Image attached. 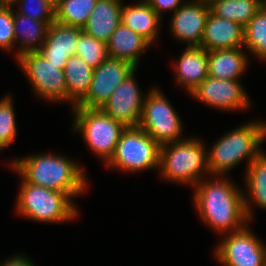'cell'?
Listing matches in <instances>:
<instances>
[{"label":"cell","instance_id":"cell-1","mask_svg":"<svg viewBox=\"0 0 266 266\" xmlns=\"http://www.w3.org/2000/svg\"><path fill=\"white\" fill-rule=\"evenodd\" d=\"M204 179L193 187V205L201 221L222 235L237 232L249 224L243 190L223 176L210 175Z\"/></svg>","mask_w":266,"mask_h":266},{"label":"cell","instance_id":"cell-2","mask_svg":"<svg viewBox=\"0 0 266 266\" xmlns=\"http://www.w3.org/2000/svg\"><path fill=\"white\" fill-rule=\"evenodd\" d=\"M15 158L8 165L28 183L66 193L72 199L88 188L82 165L62 154L41 153Z\"/></svg>","mask_w":266,"mask_h":266},{"label":"cell","instance_id":"cell-3","mask_svg":"<svg viewBox=\"0 0 266 266\" xmlns=\"http://www.w3.org/2000/svg\"><path fill=\"white\" fill-rule=\"evenodd\" d=\"M266 122L253 120L222 135L211 149L207 150L208 169L211 176H226L243 160L247 166L264 150Z\"/></svg>","mask_w":266,"mask_h":266},{"label":"cell","instance_id":"cell-4","mask_svg":"<svg viewBox=\"0 0 266 266\" xmlns=\"http://www.w3.org/2000/svg\"><path fill=\"white\" fill-rule=\"evenodd\" d=\"M205 145L193 136L161 146L159 171L164 181L193 188L206 175L210 176Z\"/></svg>","mask_w":266,"mask_h":266},{"label":"cell","instance_id":"cell-5","mask_svg":"<svg viewBox=\"0 0 266 266\" xmlns=\"http://www.w3.org/2000/svg\"><path fill=\"white\" fill-rule=\"evenodd\" d=\"M16 198V212L24 218L42 223L75 220L79 214L76 203L60 191L26 182L23 178Z\"/></svg>","mask_w":266,"mask_h":266},{"label":"cell","instance_id":"cell-6","mask_svg":"<svg viewBox=\"0 0 266 266\" xmlns=\"http://www.w3.org/2000/svg\"><path fill=\"white\" fill-rule=\"evenodd\" d=\"M73 131L82 135L87 147L103 163L113 156L125 127L101 108L73 107Z\"/></svg>","mask_w":266,"mask_h":266},{"label":"cell","instance_id":"cell-7","mask_svg":"<svg viewBox=\"0 0 266 266\" xmlns=\"http://www.w3.org/2000/svg\"><path fill=\"white\" fill-rule=\"evenodd\" d=\"M160 145L142 128H125L106 167L137 173L159 169Z\"/></svg>","mask_w":266,"mask_h":266},{"label":"cell","instance_id":"cell-8","mask_svg":"<svg viewBox=\"0 0 266 266\" xmlns=\"http://www.w3.org/2000/svg\"><path fill=\"white\" fill-rule=\"evenodd\" d=\"M139 127L160 146L185 139L182 120L170 101L154 87L146 94ZM182 137V138H181Z\"/></svg>","mask_w":266,"mask_h":266},{"label":"cell","instance_id":"cell-9","mask_svg":"<svg viewBox=\"0 0 266 266\" xmlns=\"http://www.w3.org/2000/svg\"><path fill=\"white\" fill-rule=\"evenodd\" d=\"M16 60L36 96L47 102H67L65 65L49 63L38 51L22 53Z\"/></svg>","mask_w":266,"mask_h":266},{"label":"cell","instance_id":"cell-10","mask_svg":"<svg viewBox=\"0 0 266 266\" xmlns=\"http://www.w3.org/2000/svg\"><path fill=\"white\" fill-rule=\"evenodd\" d=\"M248 224L237 232L223 235L214 256L223 266H266V245Z\"/></svg>","mask_w":266,"mask_h":266},{"label":"cell","instance_id":"cell-11","mask_svg":"<svg viewBox=\"0 0 266 266\" xmlns=\"http://www.w3.org/2000/svg\"><path fill=\"white\" fill-rule=\"evenodd\" d=\"M189 96L206 106L222 111H244L251 106L241 80L216 79L208 76Z\"/></svg>","mask_w":266,"mask_h":266},{"label":"cell","instance_id":"cell-12","mask_svg":"<svg viewBox=\"0 0 266 266\" xmlns=\"http://www.w3.org/2000/svg\"><path fill=\"white\" fill-rule=\"evenodd\" d=\"M136 69L127 61L108 57L93 70L89 91L75 107L102 108L113 91Z\"/></svg>","mask_w":266,"mask_h":266},{"label":"cell","instance_id":"cell-13","mask_svg":"<svg viewBox=\"0 0 266 266\" xmlns=\"http://www.w3.org/2000/svg\"><path fill=\"white\" fill-rule=\"evenodd\" d=\"M135 72L129 75L112 93L101 108L125 128L139 126L144 96L138 86Z\"/></svg>","mask_w":266,"mask_h":266},{"label":"cell","instance_id":"cell-14","mask_svg":"<svg viewBox=\"0 0 266 266\" xmlns=\"http://www.w3.org/2000/svg\"><path fill=\"white\" fill-rule=\"evenodd\" d=\"M210 6L201 0H187L171 17L170 34L187 46H200Z\"/></svg>","mask_w":266,"mask_h":266},{"label":"cell","instance_id":"cell-15","mask_svg":"<svg viewBox=\"0 0 266 266\" xmlns=\"http://www.w3.org/2000/svg\"><path fill=\"white\" fill-rule=\"evenodd\" d=\"M81 30L54 22L48 26L45 41L37 51L49 63L65 65L69 57L76 55Z\"/></svg>","mask_w":266,"mask_h":266},{"label":"cell","instance_id":"cell-16","mask_svg":"<svg viewBox=\"0 0 266 266\" xmlns=\"http://www.w3.org/2000/svg\"><path fill=\"white\" fill-rule=\"evenodd\" d=\"M244 46V27L235 21L208 15L200 47L207 51Z\"/></svg>","mask_w":266,"mask_h":266},{"label":"cell","instance_id":"cell-17","mask_svg":"<svg viewBox=\"0 0 266 266\" xmlns=\"http://www.w3.org/2000/svg\"><path fill=\"white\" fill-rule=\"evenodd\" d=\"M173 63L175 81L188 94L208 77V51L200 46L184 47L177 61Z\"/></svg>","mask_w":266,"mask_h":266},{"label":"cell","instance_id":"cell-18","mask_svg":"<svg viewBox=\"0 0 266 266\" xmlns=\"http://www.w3.org/2000/svg\"><path fill=\"white\" fill-rule=\"evenodd\" d=\"M122 4L121 0H97L82 30L95 39L107 43L121 23Z\"/></svg>","mask_w":266,"mask_h":266},{"label":"cell","instance_id":"cell-19","mask_svg":"<svg viewBox=\"0 0 266 266\" xmlns=\"http://www.w3.org/2000/svg\"><path fill=\"white\" fill-rule=\"evenodd\" d=\"M151 46L147 40L121 22L107 42V53L109 58L127 61L137 68L140 55Z\"/></svg>","mask_w":266,"mask_h":266},{"label":"cell","instance_id":"cell-20","mask_svg":"<svg viewBox=\"0 0 266 266\" xmlns=\"http://www.w3.org/2000/svg\"><path fill=\"white\" fill-rule=\"evenodd\" d=\"M244 47L208 51V76L216 79L240 80L248 67Z\"/></svg>","mask_w":266,"mask_h":266},{"label":"cell","instance_id":"cell-21","mask_svg":"<svg viewBox=\"0 0 266 266\" xmlns=\"http://www.w3.org/2000/svg\"><path fill=\"white\" fill-rule=\"evenodd\" d=\"M244 207L247 219L251 222L254 216V206L266 210V153L263 151L246 166ZM248 195V196H247ZM247 196V197H246Z\"/></svg>","mask_w":266,"mask_h":266},{"label":"cell","instance_id":"cell-22","mask_svg":"<svg viewBox=\"0 0 266 266\" xmlns=\"http://www.w3.org/2000/svg\"><path fill=\"white\" fill-rule=\"evenodd\" d=\"M121 22L151 45L158 39L161 17L151 8L150 4L136 3L129 6L123 3Z\"/></svg>","mask_w":266,"mask_h":266},{"label":"cell","instance_id":"cell-23","mask_svg":"<svg viewBox=\"0 0 266 266\" xmlns=\"http://www.w3.org/2000/svg\"><path fill=\"white\" fill-rule=\"evenodd\" d=\"M15 29V58L28 51H37L44 43L48 25L44 21L31 19L23 14L14 12ZM16 43L19 45L17 46ZM17 47V51H16Z\"/></svg>","mask_w":266,"mask_h":266},{"label":"cell","instance_id":"cell-24","mask_svg":"<svg viewBox=\"0 0 266 266\" xmlns=\"http://www.w3.org/2000/svg\"><path fill=\"white\" fill-rule=\"evenodd\" d=\"M93 68L79 56H71L64 67L67 84V103L75 107L88 93Z\"/></svg>","mask_w":266,"mask_h":266},{"label":"cell","instance_id":"cell-25","mask_svg":"<svg viewBox=\"0 0 266 266\" xmlns=\"http://www.w3.org/2000/svg\"><path fill=\"white\" fill-rule=\"evenodd\" d=\"M265 3L266 0H214L209 6L212 14L244 27Z\"/></svg>","mask_w":266,"mask_h":266},{"label":"cell","instance_id":"cell-26","mask_svg":"<svg viewBox=\"0 0 266 266\" xmlns=\"http://www.w3.org/2000/svg\"><path fill=\"white\" fill-rule=\"evenodd\" d=\"M96 2L97 0H62L55 7V22L82 29Z\"/></svg>","mask_w":266,"mask_h":266},{"label":"cell","instance_id":"cell-27","mask_svg":"<svg viewBox=\"0 0 266 266\" xmlns=\"http://www.w3.org/2000/svg\"><path fill=\"white\" fill-rule=\"evenodd\" d=\"M255 58L266 61V3L244 26V46Z\"/></svg>","mask_w":266,"mask_h":266},{"label":"cell","instance_id":"cell-28","mask_svg":"<svg viewBox=\"0 0 266 266\" xmlns=\"http://www.w3.org/2000/svg\"><path fill=\"white\" fill-rule=\"evenodd\" d=\"M76 56H79L90 67L95 69L108 58L107 43L97 40L81 30Z\"/></svg>","mask_w":266,"mask_h":266},{"label":"cell","instance_id":"cell-29","mask_svg":"<svg viewBox=\"0 0 266 266\" xmlns=\"http://www.w3.org/2000/svg\"><path fill=\"white\" fill-rule=\"evenodd\" d=\"M12 96L0 99V152L13 143L17 134ZM5 148V149H4Z\"/></svg>","mask_w":266,"mask_h":266},{"label":"cell","instance_id":"cell-30","mask_svg":"<svg viewBox=\"0 0 266 266\" xmlns=\"http://www.w3.org/2000/svg\"><path fill=\"white\" fill-rule=\"evenodd\" d=\"M14 6L18 7L17 13L44 21L48 26L55 22V8L48 0H17Z\"/></svg>","mask_w":266,"mask_h":266},{"label":"cell","instance_id":"cell-31","mask_svg":"<svg viewBox=\"0 0 266 266\" xmlns=\"http://www.w3.org/2000/svg\"><path fill=\"white\" fill-rule=\"evenodd\" d=\"M13 8L0 5V49L4 52H11L15 48Z\"/></svg>","mask_w":266,"mask_h":266},{"label":"cell","instance_id":"cell-32","mask_svg":"<svg viewBox=\"0 0 266 266\" xmlns=\"http://www.w3.org/2000/svg\"><path fill=\"white\" fill-rule=\"evenodd\" d=\"M187 0H153L151 8L162 18L163 12L172 11L173 13L180 8Z\"/></svg>","mask_w":266,"mask_h":266},{"label":"cell","instance_id":"cell-33","mask_svg":"<svg viewBox=\"0 0 266 266\" xmlns=\"http://www.w3.org/2000/svg\"><path fill=\"white\" fill-rule=\"evenodd\" d=\"M12 256L13 257L0 262V266H35V263L24 254L21 255L20 253V255L16 254Z\"/></svg>","mask_w":266,"mask_h":266},{"label":"cell","instance_id":"cell-34","mask_svg":"<svg viewBox=\"0 0 266 266\" xmlns=\"http://www.w3.org/2000/svg\"><path fill=\"white\" fill-rule=\"evenodd\" d=\"M17 0H0V5L2 6H12L14 7V4Z\"/></svg>","mask_w":266,"mask_h":266},{"label":"cell","instance_id":"cell-35","mask_svg":"<svg viewBox=\"0 0 266 266\" xmlns=\"http://www.w3.org/2000/svg\"><path fill=\"white\" fill-rule=\"evenodd\" d=\"M62 0H48V2L55 8Z\"/></svg>","mask_w":266,"mask_h":266},{"label":"cell","instance_id":"cell-36","mask_svg":"<svg viewBox=\"0 0 266 266\" xmlns=\"http://www.w3.org/2000/svg\"><path fill=\"white\" fill-rule=\"evenodd\" d=\"M153 0H138V2L137 3H140V4H151V2H152Z\"/></svg>","mask_w":266,"mask_h":266},{"label":"cell","instance_id":"cell-37","mask_svg":"<svg viewBox=\"0 0 266 266\" xmlns=\"http://www.w3.org/2000/svg\"><path fill=\"white\" fill-rule=\"evenodd\" d=\"M201 1L205 2L206 4H209V3H211L214 0H201Z\"/></svg>","mask_w":266,"mask_h":266}]
</instances>
